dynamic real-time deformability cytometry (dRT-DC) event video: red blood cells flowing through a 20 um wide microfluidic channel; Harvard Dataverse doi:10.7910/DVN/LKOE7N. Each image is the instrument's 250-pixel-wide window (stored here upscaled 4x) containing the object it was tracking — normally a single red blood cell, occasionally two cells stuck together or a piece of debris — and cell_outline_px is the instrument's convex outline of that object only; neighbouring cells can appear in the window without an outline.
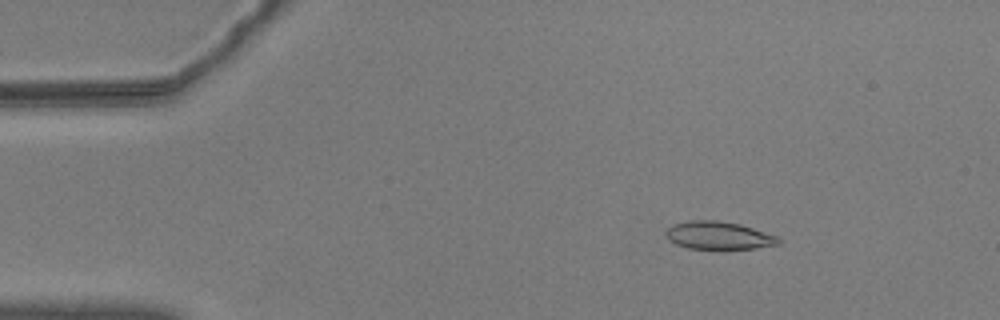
{"species": "common noctule bat (a hibernating species)", "species_latin": "Nyctalus noctula", "temperature_condition": "warm", "stored_images_in_passage": 55, "camera_frame_rate_fps": 3000, "um_per_image_px": 0.085, "animal": {"sex": "male", "body_mass_g": 20.5, "forearm_length_mm": 52.5}, "frame": {"image": 1, "passage_image": 7, "time_ms": 2.0, "image_size_px": [1000, 320], "cell_outline_px": [[780, 244], [756, 248], [688, 248], [676, 244], [668, 240], [664, 232], [672, 224], [692, 220], [716, 220], [740, 224], [776, 236], [780, 240]], "centroid_in_image_um": [61.04, 20.0], "position_along_channel_um": 24.0, "area_um2": 18.03}}
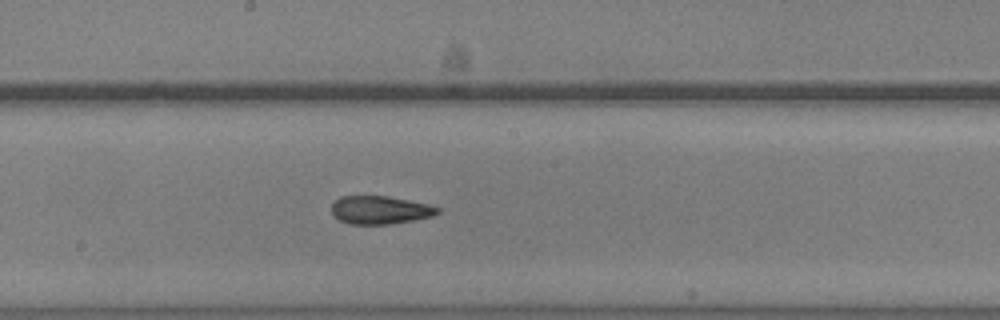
{"frame": {"image": 2, "passage_image": 29, "time_ms": 9.333, "image_size_px": [1000, 320], "cell_outline_px": [[440, 212], [432, 216], [412, 220], [388, 224], [348, 224], [332, 216], [332, 204], [340, 196], [388, 196], [428, 204], [440, 208]], "centroid_in_image_um": [32.28, 17.85], "position_along_channel_um": 215.9, "area_um2": 17.34}}
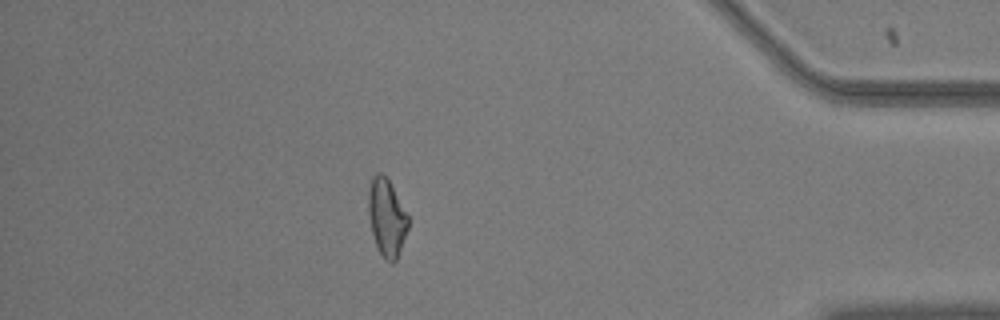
{"frame": {"image": 3, "passage_image": 48, "time_ms": 15.667, "image_size_px": [1000, 320], "cell_outline_px": [[408, 228], [396, 260], [392, 264], [384, 260], [372, 236], [368, 212], [368, 192], [372, 176], [376, 172], [380, 172], [388, 180], [408, 216]], "centroid_in_image_um": [32.84, 18.51], "position_along_channel_um": 402.4, "area_um2": 17.74}, "authors_computed_cell_mechanics": {"area_um2": 18.3226, "velocity_mm_per_s": 3.593, "shape_relaxation_time_tau1_ms": null, "shape_relaxation_time_tau2_ms": 2.5913, "deformation_change_tau1": null, "deformation_change_tau2": 0.1027}}